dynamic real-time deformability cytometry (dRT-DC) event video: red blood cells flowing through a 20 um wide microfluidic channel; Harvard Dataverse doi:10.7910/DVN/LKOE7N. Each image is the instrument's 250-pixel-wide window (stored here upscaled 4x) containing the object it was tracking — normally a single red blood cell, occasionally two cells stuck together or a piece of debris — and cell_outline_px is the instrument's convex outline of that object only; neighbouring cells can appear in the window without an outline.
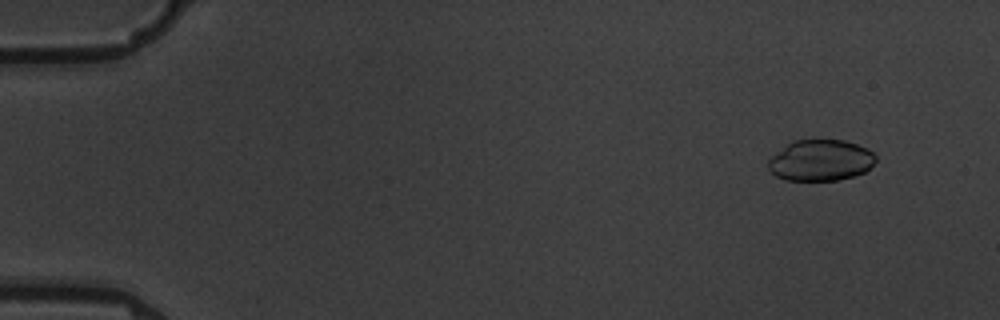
{"species": "common noctule bat (a hibernating species)", "species_latin": "Nyctalus noctula", "temperature_condition": "warm", "stored_images_in_passage": 6, "camera_frame_rate_fps": 3000, "um_per_image_px": 0.085, "animal": {"sex": "male", "body_mass_g": 19.5, "forearm_length_mm": 54.6}, "frame": {"image": 1, "passage_image": 2, "time_ms": 1.333, "image_size_px": [1000, 320], "cell_outline_px": [[876, 160], [864, 172], [856, 176], [836, 180], [784, 180], [776, 176], [768, 168], [768, 160], [772, 156], [792, 140], [844, 140], [868, 148], [876, 156]], "centroid_in_image_um": [69.75, 13.63], "position_along_channel_um": 15.2, "area_um2": 25.72}}